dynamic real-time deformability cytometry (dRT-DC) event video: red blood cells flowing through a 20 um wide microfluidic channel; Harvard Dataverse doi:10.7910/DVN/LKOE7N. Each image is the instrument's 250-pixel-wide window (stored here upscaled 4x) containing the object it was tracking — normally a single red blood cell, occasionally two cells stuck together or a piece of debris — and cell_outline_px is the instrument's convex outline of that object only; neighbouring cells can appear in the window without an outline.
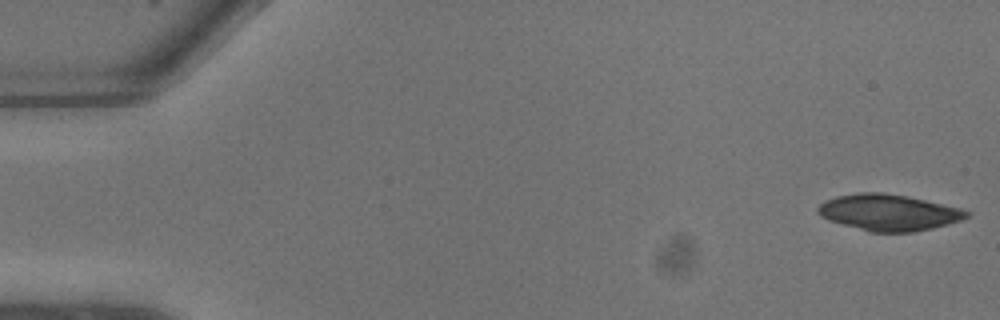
{"species": "common noctule bat (a hibernating species)", "species_latin": "Nyctalus noctula", "temperature_condition": "warm", "stored_images_in_passage": 10, "segment_of_instrument_passage": [1, 2], "camera_frame_rate_fps": 3000, "um_per_image_px": 0.085, "animal": {"sex": "male", "body_mass_g": 13.3}, "frame": {"image": 1, "passage_image": 1, "time_ms": 0.0, "image_size_px": [1000, 320], "cell_outline_px": [[968, 216], [960, 220], [948, 224], [932, 228], [912, 232], [868, 232], [828, 220], [820, 216], [816, 212], [816, 208], [824, 200], [836, 196], [860, 192], [880, 192], [908, 196], [960, 208], [968, 212]], "centroid_in_image_um": [75.47, 18.06], "position_along_channel_um": 9.5, "area_um2": 31.44}}
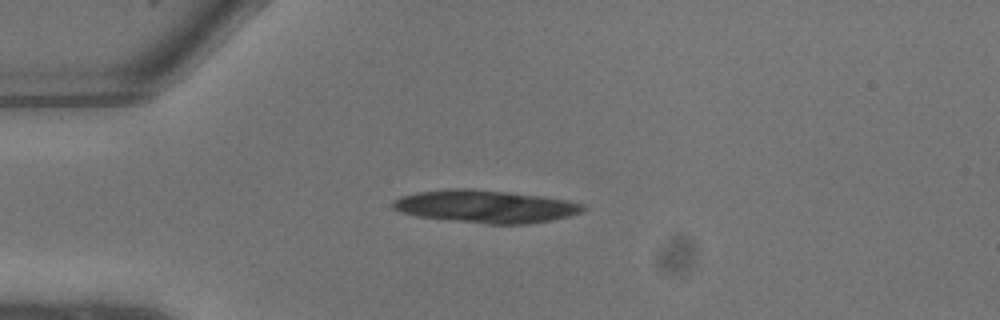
{"frame": {"image": 2, "passage_image": 6, "time_ms": 1.667, "image_size_px": [1000, 320], "cell_outline_px": [[588, 208], [584, 212], [552, 220], [528, 224], [488, 224], [416, 216], [400, 212], [392, 208], [392, 200], [400, 196], [416, 192], [448, 188], [472, 188], [544, 196], [568, 200], [584, 204]], "centroid_in_image_um": [41.28, 17.54], "position_along_channel_um": 43.7, "area_um2": 36.65}}